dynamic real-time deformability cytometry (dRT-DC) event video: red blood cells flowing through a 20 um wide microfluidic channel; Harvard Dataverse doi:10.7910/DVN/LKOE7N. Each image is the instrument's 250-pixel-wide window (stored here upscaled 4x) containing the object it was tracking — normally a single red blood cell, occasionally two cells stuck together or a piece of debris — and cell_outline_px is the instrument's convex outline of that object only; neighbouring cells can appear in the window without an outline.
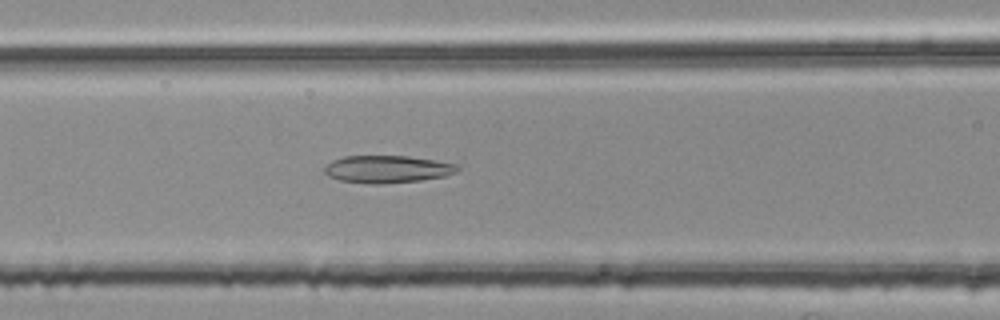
{"species": "common noctule bat (a hibernating species)", "species_latin": "Nyctalus noctula", "temperature_condition": "room temperature", "stored_images_in_passage": 44, "camera_frame_rate_fps": 3000, "um_per_image_px": 0.085, "animal": {"sex": "female", "body_mass_g": 25.1}, "frame": {"image": 1, "passage_image": 13, "time_ms": 4.0, "image_size_px": [1000, 320], "cell_outline_px": [[460, 168], [456, 172], [444, 176], [420, 180], [380, 184], [372, 184], [340, 180], [328, 176], [324, 172], [324, 168], [332, 160], [344, 156], [408, 156], [460, 164]], "centroid_in_image_um": [32.93, 14.37], "position_along_channel_um": 133.7, "area_um2": 21.21}}
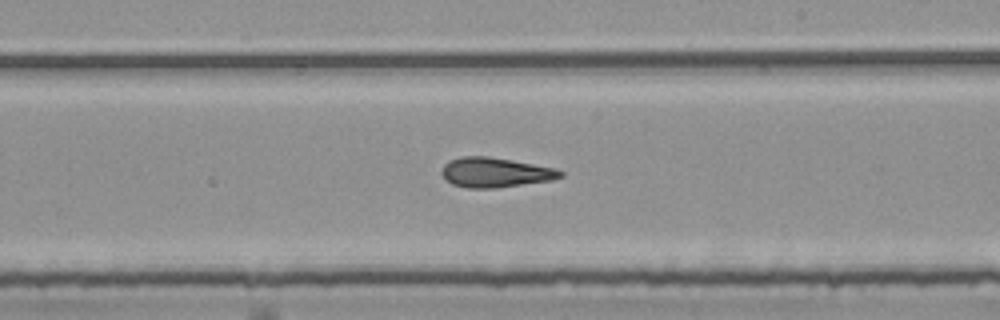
{"frame": {"image": 2, "passage_image": 22, "time_ms": 7.0, "image_size_px": [1000, 320], "cell_outline_px": [[564, 176], [552, 180], [496, 188], [468, 188], [452, 184], [440, 172], [444, 164], [448, 160], [464, 156], [488, 156], [556, 168], [564, 172]], "centroid_in_image_um": [42.1, 14.65], "position_along_channel_um": 246.9, "area_um2": 20.58}}
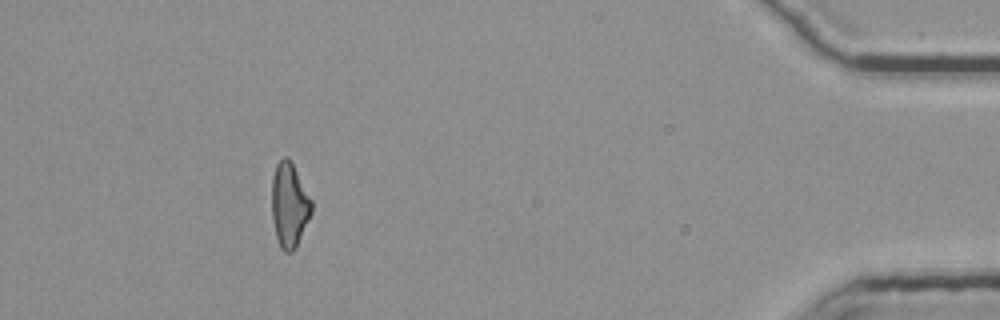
{"frame": {"image": 3, "passage_image": 40, "time_ms": 13.0, "image_size_px": [1000, 320], "cell_outline_px": [[312, 212], [296, 248], [292, 252], [284, 252], [280, 248], [276, 236], [272, 220], [272, 176], [276, 164], [284, 156], [292, 164], [312, 200]], "centroid_in_image_um": [24.58, 17.47], "position_along_channel_um": 410.6, "area_um2": 19.48}, "authors_computed_cell_mechanics": {"area_um2": 20.2589, "velocity_mm_per_s": 3.7848, "shape_relaxation_time_tau1_ms": null, "shape_relaxation_time_tau2_ms": 3.6331, "deformation_change_tau1": null, "deformation_change_tau2": 0.1427}}